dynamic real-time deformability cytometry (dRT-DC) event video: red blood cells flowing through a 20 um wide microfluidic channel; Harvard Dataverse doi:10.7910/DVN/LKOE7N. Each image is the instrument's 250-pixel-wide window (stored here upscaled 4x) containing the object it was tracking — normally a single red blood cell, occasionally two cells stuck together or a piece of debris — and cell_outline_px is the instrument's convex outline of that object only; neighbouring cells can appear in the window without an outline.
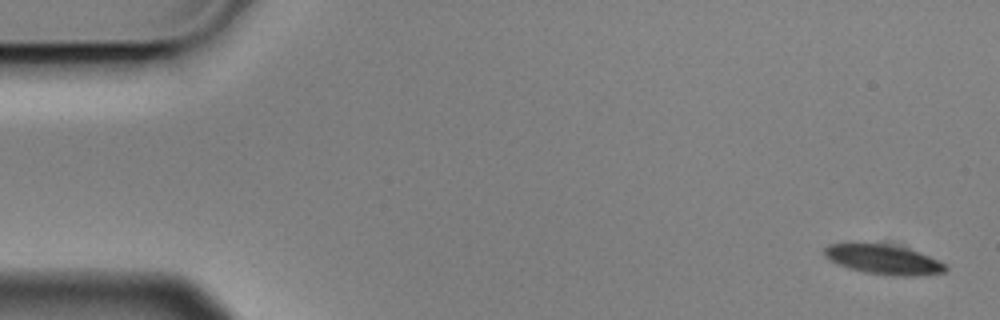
{"species": "Egyptian fruit bat (a non-hibernating species)", "species_latin": "Rousettus aegyptiacus", "temperature_condition": "cold", "stored_images_in_passage": 4, "camera_frame_rate_fps": 3000, "um_per_image_px": 0.085, "animal": {"sex": "male"}, "frame": {"image": 1, "passage_image": 1, "time_ms": 0.0, "image_size_px": [1000, 320], "cell_outline_px": [[948, 268], [944, 272], [912, 276], [892, 276], [864, 272], [848, 268], [824, 256], [824, 248], [828, 244], [848, 240], [892, 244], [908, 248], [920, 252], [944, 264]], "centroid_in_image_um": [75.01, 22.0], "position_along_channel_um": 10.0, "area_um2": 21.56}}
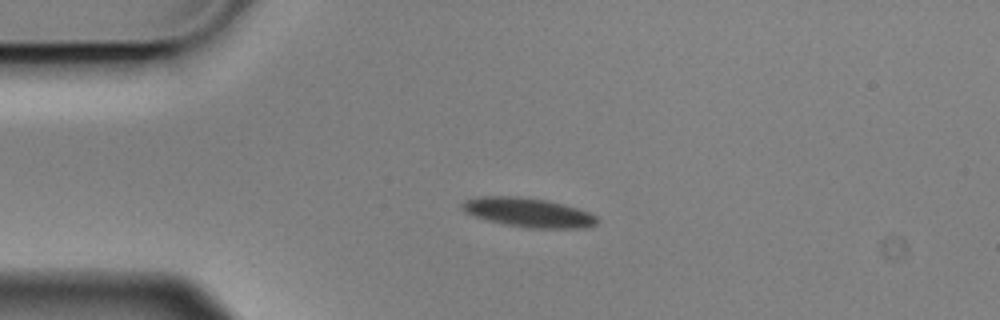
{"frame": {"image": 2, "passage_image": 4, "time_ms": 1.0, "image_size_px": [1000, 320], "cell_outline_px": [[596, 224], [588, 228], [528, 228], [504, 224], [488, 220], [464, 212], [460, 204], [468, 200], [480, 196], [512, 196], [548, 200], [576, 208], [588, 212], [596, 216]], "centroid_in_image_um": [44.9, 18.07], "position_along_channel_um": 40.1, "area_um2": 22.72}}